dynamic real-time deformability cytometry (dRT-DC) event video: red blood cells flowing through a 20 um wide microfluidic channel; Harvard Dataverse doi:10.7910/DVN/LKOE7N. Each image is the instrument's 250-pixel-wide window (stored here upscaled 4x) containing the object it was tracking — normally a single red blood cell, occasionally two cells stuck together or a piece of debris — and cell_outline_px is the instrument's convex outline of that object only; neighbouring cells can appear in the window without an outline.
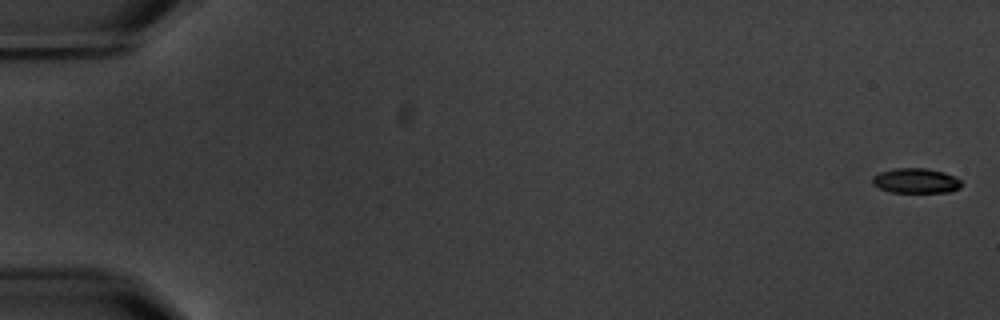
{"species": "common noctule bat (a hibernating species)", "species_latin": "Nyctalus noctula", "temperature_condition": "warm", "stored_images_in_passage": 3, "camera_frame_rate_fps": 3000, "um_per_image_px": 0.085, "animal": {"sex": "male", "body_mass_g": 20.1, "forearm_length_mm": 53.5}, "frame": {"image": 1, "passage_image": 1, "time_ms": 0.0, "image_size_px": [1000, 320], "cell_outline_px": [[964, 184], [960, 188], [948, 192], [888, 192], [872, 184], [872, 176], [880, 172], [896, 168], [928, 168], [944, 172], [960, 180]], "centroid_in_image_um": [77.84, 15.36], "position_along_channel_um": 7.2, "area_um2": 13.01}}
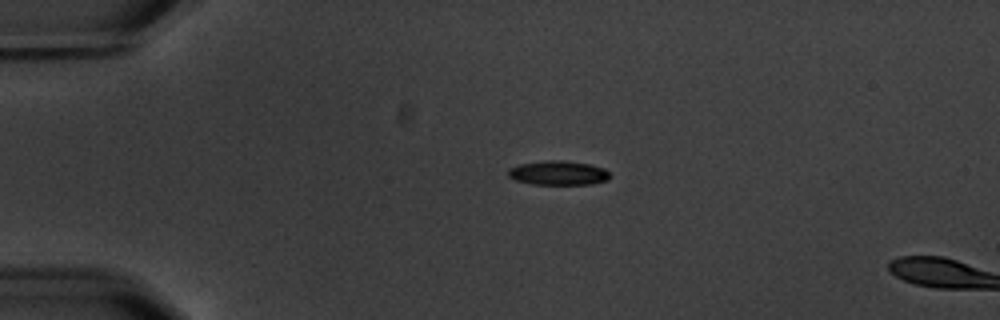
{"frame": {"image": 2, "passage_image": 2, "time_ms": 4.333, "image_size_px": [1000, 320], "cell_outline_px": [[608, 180], [592, 184], [532, 184], [516, 180], [508, 176], [508, 168], [520, 164], [548, 160], [560, 160], [588, 164], [604, 168], [608, 172]], "centroid_in_image_um": [47.43, 14.7], "position_along_channel_um": 37.6, "area_um2": 14.22}}